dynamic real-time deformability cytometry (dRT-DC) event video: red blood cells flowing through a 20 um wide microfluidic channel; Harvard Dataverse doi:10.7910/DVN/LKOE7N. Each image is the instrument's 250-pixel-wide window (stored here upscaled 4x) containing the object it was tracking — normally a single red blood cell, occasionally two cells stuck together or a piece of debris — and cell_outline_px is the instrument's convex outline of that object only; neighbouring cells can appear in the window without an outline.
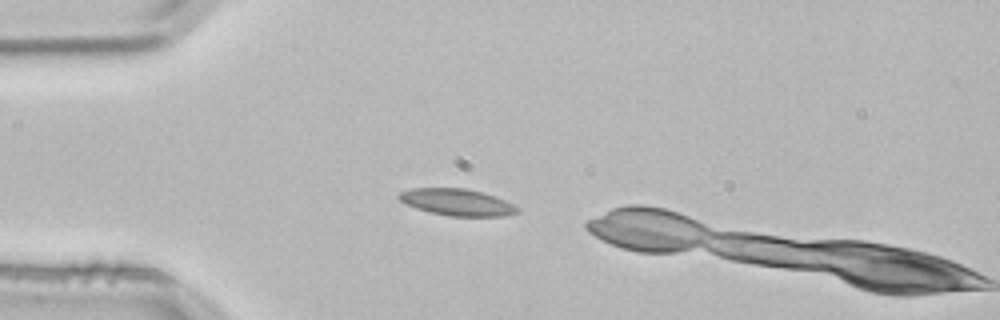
{"species": "common noctule bat (a hibernating species)", "species_latin": "Nyctalus noctula", "temperature_condition": "room temperature", "stored_images_in_passage": 2, "camera_frame_rate_fps": 3000, "um_per_image_px": 0.085, "animal": {"sex": "male", "body_mass_g": 21.5, "forearm_length_mm": 52.0}, "frame": {"image": 1, "passage_image": 1, "time_ms": 0.0, "image_size_px": [1000, 320], "cell_outline_px": [[520, 212], [504, 216], [448, 216], [428, 212], [404, 204], [396, 196], [400, 192], [412, 188], [464, 188], [484, 192], [504, 200], [520, 208]], "centroid_in_image_um": [38.83, 17.19], "position_along_channel_um": 46.2, "area_um2": 18.61}}